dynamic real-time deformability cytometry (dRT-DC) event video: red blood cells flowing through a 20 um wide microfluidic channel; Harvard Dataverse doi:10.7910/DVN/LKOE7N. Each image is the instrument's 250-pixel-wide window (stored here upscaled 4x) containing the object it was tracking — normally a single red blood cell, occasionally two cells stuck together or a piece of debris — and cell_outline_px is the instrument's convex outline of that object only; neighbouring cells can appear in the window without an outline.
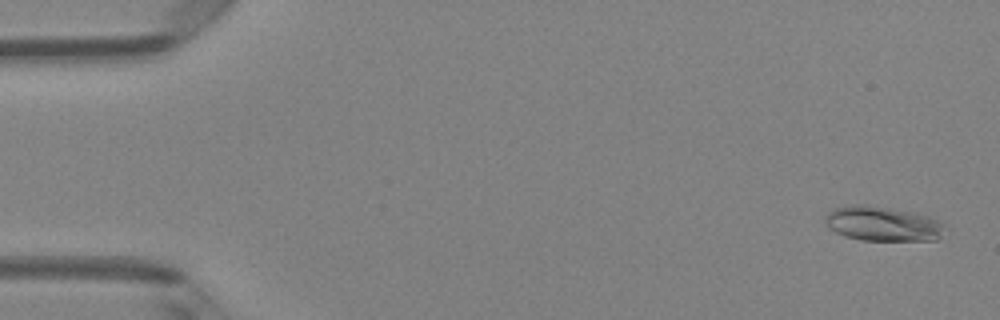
{"species": "Egyptian fruit bat (a non-hibernating species)", "species_latin": "Rousettus aegyptiacus", "temperature_condition": "room temperature", "stored_images_in_passage": 5, "camera_frame_rate_fps": 3000, "um_per_image_px": 0.085, "animal": {"sex": "female"}, "frame": {"image": 1, "passage_image": 1, "time_ms": 0.0, "image_size_px": [1000, 320], "cell_outline_px": [[940, 236], [936, 240], [860, 240], [844, 236], [828, 228], [824, 220], [828, 212], [836, 208], [852, 204], [868, 204], [912, 212], [928, 216], [936, 220], [940, 224]], "centroid_in_image_um": [74.92, 19.01], "position_along_channel_um": 10.1, "area_um2": 23.81}}